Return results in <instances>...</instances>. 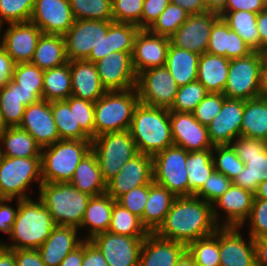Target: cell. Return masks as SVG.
I'll return each mask as SVG.
<instances>
[{
	"label": "cell",
	"instance_id": "39",
	"mask_svg": "<svg viewBox=\"0 0 267 266\" xmlns=\"http://www.w3.org/2000/svg\"><path fill=\"white\" fill-rule=\"evenodd\" d=\"M0 142L5 157H41V146L27 131L19 127H8L0 136Z\"/></svg>",
	"mask_w": 267,
	"mask_h": 266
},
{
	"label": "cell",
	"instance_id": "31",
	"mask_svg": "<svg viewBox=\"0 0 267 266\" xmlns=\"http://www.w3.org/2000/svg\"><path fill=\"white\" fill-rule=\"evenodd\" d=\"M139 27L132 23L114 22L109 23V29L96 48L91 50L86 59L97 62L111 52H133L134 39Z\"/></svg>",
	"mask_w": 267,
	"mask_h": 266
},
{
	"label": "cell",
	"instance_id": "21",
	"mask_svg": "<svg viewBox=\"0 0 267 266\" xmlns=\"http://www.w3.org/2000/svg\"><path fill=\"white\" fill-rule=\"evenodd\" d=\"M1 36L0 46L15 64L30 63L42 31L32 22L10 23Z\"/></svg>",
	"mask_w": 267,
	"mask_h": 266
},
{
	"label": "cell",
	"instance_id": "32",
	"mask_svg": "<svg viewBox=\"0 0 267 266\" xmlns=\"http://www.w3.org/2000/svg\"><path fill=\"white\" fill-rule=\"evenodd\" d=\"M176 198L167 188L154 181L149 184V195L143 212V227L148 233H155L159 229Z\"/></svg>",
	"mask_w": 267,
	"mask_h": 266
},
{
	"label": "cell",
	"instance_id": "24",
	"mask_svg": "<svg viewBox=\"0 0 267 266\" xmlns=\"http://www.w3.org/2000/svg\"><path fill=\"white\" fill-rule=\"evenodd\" d=\"M19 128L27 131L41 148L60 140L51 104L46 100L26 106Z\"/></svg>",
	"mask_w": 267,
	"mask_h": 266
},
{
	"label": "cell",
	"instance_id": "29",
	"mask_svg": "<svg viewBox=\"0 0 267 266\" xmlns=\"http://www.w3.org/2000/svg\"><path fill=\"white\" fill-rule=\"evenodd\" d=\"M252 49L228 24L219 17L213 24L207 46V53L227 59L242 58L252 53Z\"/></svg>",
	"mask_w": 267,
	"mask_h": 266
},
{
	"label": "cell",
	"instance_id": "8",
	"mask_svg": "<svg viewBox=\"0 0 267 266\" xmlns=\"http://www.w3.org/2000/svg\"><path fill=\"white\" fill-rule=\"evenodd\" d=\"M91 141L92 151L97 157L106 183L117 175L126 162L138 154L129 130L104 133Z\"/></svg>",
	"mask_w": 267,
	"mask_h": 266
},
{
	"label": "cell",
	"instance_id": "3",
	"mask_svg": "<svg viewBox=\"0 0 267 266\" xmlns=\"http://www.w3.org/2000/svg\"><path fill=\"white\" fill-rule=\"evenodd\" d=\"M56 226L42 201L19 199L18 211L11 228L12 244L1 243L7 249H38Z\"/></svg>",
	"mask_w": 267,
	"mask_h": 266
},
{
	"label": "cell",
	"instance_id": "47",
	"mask_svg": "<svg viewBox=\"0 0 267 266\" xmlns=\"http://www.w3.org/2000/svg\"><path fill=\"white\" fill-rule=\"evenodd\" d=\"M212 160L215 171L225 175L232 182L245 167V164L238 158L231 145L214 146L212 148Z\"/></svg>",
	"mask_w": 267,
	"mask_h": 266
},
{
	"label": "cell",
	"instance_id": "66",
	"mask_svg": "<svg viewBox=\"0 0 267 266\" xmlns=\"http://www.w3.org/2000/svg\"><path fill=\"white\" fill-rule=\"evenodd\" d=\"M255 247L256 266H267V239L258 237L253 239Z\"/></svg>",
	"mask_w": 267,
	"mask_h": 266
},
{
	"label": "cell",
	"instance_id": "72",
	"mask_svg": "<svg viewBox=\"0 0 267 266\" xmlns=\"http://www.w3.org/2000/svg\"><path fill=\"white\" fill-rule=\"evenodd\" d=\"M254 199H266L267 200V180L259 183L257 191L254 193Z\"/></svg>",
	"mask_w": 267,
	"mask_h": 266
},
{
	"label": "cell",
	"instance_id": "68",
	"mask_svg": "<svg viewBox=\"0 0 267 266\" xmlns=\"http://www.w3.org/2000/svg\"><path fill=\"white\" fill-rule=\"evenodd\" d=\"M0 266H17L14 250L0 247Z\"/></svg>",
	"mask_w": 267,
	"mask_h": 266
},
{
	"label": "cell",
	"instance_id": "12",
	"mask_svg": "<svg viewBox=\"0 0 267 266\" xmlns=\"http://www.w3.org/2000/svg\"><path fill=\"white\" fill-rule=\"evenodd\" d=\"M178 88L166 66L145 70L137 76L139 102L144 105L170 109Z\"/></svg>",
	"mask_w": 267,
	"mask_h": 266
},
{
	"label": "cell",
	"instance_id": "2",
	"mask_svg": "<svg viewBox=\"0 0 267 266\" xmlns=\"http://www.w3.org/2000/svg\"><path fill=\"white\" fill-rule=\"evenodd\" d=\"M129 131L138 153L154 156L173 146L170 111L167 108L151 107L139 102L134 109Z\"/></svg>",
	"mask_w": 267,
	"mask_h": 266
},
{
	"label": "cell",
	"instance_id": "75",
	"mask_svg": "<svg viewBox=\"0 0 267 266\" xmlns=\"http://www.w3.org/2000/svg\"><path fill=\"white\" fill-rule=\"evenodd\" d=\"M264 143H265V149L267 151V137L264 139Z\"/></svg>",
	"mask_w": 267,
	"mask_h": 266
},
{
	"label": "cell",
	"instance_id": "22",
	"mask_svg": "<svg viewBox=\"0 0 267 266\" xmlns=\"http://www.w3.org/2000/svg\"><path fill=\"white\" fill-rule=\"evenodd\" d=\"M74 21L69 0H35L30 22L44 34L64 35Z\"/></svg>",
	"mask_w": 267,
	"mask_h": 266
},
{
	"label": "cell",
	"instance_id": "28",
	"mask_svg": "<svg viewBox=\"0 0 267 266\" xmlns=\"http://www.w3.org/2000/svg\"><path fill=\"white\" fill-rule=\"evenodd\" d=\"M70 63L72 94L95 103L107 90L100 81L95 63L84 60H73Z\"/></svg>",
	"mask_w": 267,
	"mask_h": 266
},
{
	"label": "cell",
	"instance_id": "56",
	"mask_svg": "<svg viewBox=\"0 0 267 266\" xmlns=\"http://www.w3.org/2000/svg\"><path fill=\"white\" fill-rule=\"evenodd\" d=\"M149 195V184L135 187L122 194L116 202L140 218L143 225V212Z\"/></svg>",
	"mask_w": 267,
	"mask_h": 266
},
{
	"label": "cell",
	"instance_id": "27",
	"mask_svg": "<svg viewBox=\"0 0 267 266\" xmlns=\"http://www.w3.org/2000/svg\"><path fill=\"white\" fill-rule=\"evenodd\" d=\"M77 228L56 225L45 242L37 249L46 266H59L62 260L85 239L77 236Z\"/></svg>",
	"mask_w": 267,
	"mask_h": 266
},
{
	"label": "cell",
	"instance_id": "67",
	"mask_svg": "<svg viewBox=\"0 0 267 266\" xmlns=\"http://www.w3.org/2000/svg\"><path fill=\"white\" fill-rule=\"evenodd\" d=\"M84 258V242L75 250L70 252L60 263L59 266H82Z\"/></svg>",
	"mask_w": 267,
	"mask_h": 266
},
{
	"label": "cell",
	"instance_id": "35",
	"mask_svg": "<svg viewBox=\"0 0 267 266\" xmlns=\"http://www.w3.org/2000/svg\"><path fill=\"white\" fill-rule=\"evenodd\" d=\"M115 202L106 193L90 198L80 225L81 229L89 227L85 240H91L97 234L108 231Z\"/></svg>",
	"mask_w": 267,
	"mask_h": 266
},
{
	"label": "cell",
	"instance_id": "70",
	"mask_svg": "<svg viewBox=\"0 0 267 266\" xmlns=\"http://www.w3.org/2000/svg\"><path fill=\"white\" fill-rule=\"evenodd\" d=\"M227 0H205L207 11L220 14L226 7Z\"/></svg>",
	"mask_w": 267,
	"mask_h": 266
},
{
	"label": "cell",
	"instance_id": "48",
	"mask_svg": "<svg viewBox=\"0 0 267 266\" xmlns=\"http://www.w3.org/2000/svg\"><path fill=\"white\" fill-rule=\"evenodd\" d=\"M189 15L183 8L170 2L148 30L157 35L170 37L188 19Z\"/></svg>",
	"mask_w": 267,
	"mask_h": 266
},
{
	"label": "cell",
	"instance_id": "49",
	"mask_svg": "<svg viewBox=\"0 0 267 266\" xmlns=\"http://www.w3.org/2000/svg\"><path fill=\"white\" fill-rule=\"evenodd\" d=\"M44 71L32 63L15 64L11 80L25 91H33L42 100Z\"/></svg>",
	"mask_w": 267,
	"mask_h": 266
},
{
	"label": "cell",
	"instance_id": "61",
	"mask_svg": "<svg viewBox=\"0 0 267 266\" xmlns=\"http://www.w3.org/2000/svg\"><path fill=\"white\" fill-rule=\"evenodd\" d=\"M82 266H108L100 250L90 240L84 241Z\"/></svg>",
	"mask_w": 267,
	"mask_h": 266
},
{
	"label": "cell",
	"instance_id": "45",
	"mask_svg": "<svg viewBox=\"0 0 267 266\" xmlns=\"http://www.w3.org/2000/svg\"><path fill=\"white\" fill-rule=\"evenodd\" d=\"M107 232L123 236H147L149 234L140 218L117 202L114 203Z\"/></svg>",
	"mask_w": 267,
	"mask_h": 266
},
{
	"label": "cell",
	"instance_id": "60",
	"mask_svg": "<svg viewBox=\"0 0 267 266\" xmlns=\"http://www.w3.org/2000/svg\"><path fill=\"white\" fill-rule=\"evenodd\" d=\"M267 8V0H227L223 11H248L259 13Z\"/></svg>",
	"mask_w": 267,
	"mask_h": 266
},
{
	"label": "cell",
	"instance_id": "10",
	"mask_svg": "<svg viewBox=\"0 0 267 266\" xmlns=\"http://www.w3.org/2000/svg\"><path fill=\"white\" fill-rule=\"evenodd\" d=\"M238 158L245 164L233 184L255 193L259 183L267 180V151L262 139L237 137L230 144Z\"/></svg>",
	"mask_w": 267,
	"mask_h": 266
},
{
	"label": "cell",
	"instance_id": "1",
	"mask_svg": "<svg viewBox=\"0 0 267 266\" xmlns=\"http://www.w3.org/2000/svg\"><path fill=\"white\" fill-rule=\"evenodd\" d=\"M219 226L214 221L211 203L192 196L177 197L155 234L165 240L188 245L212 235Z\"/></svg>",
	"mask_w": 267,
	"mask_h": 266
},
{
	"label": "cell",
	"instance_id": "14",
	"mask_svg": "<svg viewBox=\"0 0 267 266\" xmlns=\"http://www.w3.org/2000/svg\"><path fill=\"white\" fill-rule=\"evenodd\" d=\"M145 237L103 232L90 241L100 250L108 266H138Z\"/></svg>",
	"mask_w": 267,
	"mask_h": 266
},
{
	"label": "cell",
	"instance_id": "55",
	"mask_svg": "<svg viewBox=\"0 0 267 266\" xmlns=\"http://www.w3.org/2000/svg\"><path fill=\"white\" fill-rule=\"evenodd\" d=\"M225 99L223 93H208L192 112L195 119L207 127L221 111Z\"/></svg>",
	"mask_w": 267,
	"mask_h": 266
},
{
	"label": "cell",
	"instance_id": "59",
	"mask_svg": "<svg viewBox=\"0 0 267 266\" xmlns=\"http://www.w3.org/2000/svg\"><path fill=\"white\" fill-rule=\"evenodd\" d=\"M12 199H0V231L8 234H11V228L14 224L16 213L18 211L19 199L17 201V207L14 209L11 205ZM6 203V204H5Z\"/></svg>",
	"mask_w": 267,
	"mask_h": 266
},
{
	"label": "cell",
	"instance_id": "40",
	"mask_svg": "<svg viewBox=\"0 0 267 266\" xmlns=\"http://www.w3.org/2000/svg\"><path fill=\"white\" fill-rule=\"evenodd\" d=\"M72 94L69 61L44 71L42 100L48 102L68 99Z\"/></svg>",
	"mask_w": 267,
	"mask_h": 266
},
{
	"label": "cell",
	"instance_id": "62",
	"mask_svg": "<svg viewBox=\"0 0 267 266\" xmlns=\"http://www.w3.org/2000/svg\"><path fill=\"white\" fill-rule=\"evenodd\" d=\"M17 266H46L37 249L14 250Z\"/></svg>",
	"mask_w": 267,
	"mask_h": 266
},
{
	"label": "cell",
	"instance_id": "30",
	"mask_svg": "<svg viewBox=\"0 0 267 266\" xmlns=\"http://www.w3.org/2000/svg\"><path fill=\"white\" fill-rule=\"evenodd\" d=\"M41 99L33 91H25L11 79L0 88V112L8 127H19L26 106Z\"/></svg>",
	"mask_w": 267,
	"mask_h": 266
},
{
	"label": "cell",
	"instance_id": "4",
	"mask_svg": "<svg viewBox=\"0 0 267 266\" xmlns=\"http://www.w3.org/2000/svg\"><path fill=\"white\" fill-rule=\"evenodd\" d=\"M38 198L56 225L79 229L91 196L77 190L70 182H43Z\"/></svg>",
	"mask_w": 267,
	"mask_h": 266
},
{
	"label": "cell",
	"instance_id": "37",
	"mask_svg": "<svg viewBox=\"0 0 267 266\" xmlns=\"http://www.w3.org/2000/svg\"><path fill=\"white\" fill-rule=\"evenodd\" d=\"M199 57L195 52L180 49L170 43L165 66L178 86L197 80Z\"/></svg>",
	"mask_w": 267,
	"mask_h": 266
},
{
	"label": "cell",
	"instance_id": "73",
	"mask_svg": "<svg viewBox=\"0 0 267 266\" xmlns=\"http://www.w3.org/2000/svg\"><path fill=\"white\" fill-rule=\"evenodd\" d=\"M8 129V126L5 124L3 115L0 112V136Z\"/></svg>",
	"mask_w": 267,
	"mask_h": 266
},
{
	"label": "cell",
	"instance_id": "64",
	"mask_svg": "<svg viewBox=\"0 0 267 266\" xmlns=\"http://www.w3.org/2000/svg\"><path fill=\"white\" fill-rule=\"evenodd\" d=\"M170 2L180 6L190 15L208 12L205 0H170Z\"/></svg>",
	"mask_w": 267,
	"mask_h": 266
},
{
	"label": "cell",
	"instance_id": "16",
	"mask_svg": "<svg viewBox=\"0 0 267 266\" xmlns=\"http://www.w3.org/2000/svg\"><path fill=\"white\" fill-rule=\"evenodd\" d=\"M100 81L107 91L135 88L137 74L132 63V52H111L95 62Z\"/></svg>",
	"mask_w": 267,
	"mask_h": 266
},
{
	"label": "cell",
	"instance_id": "65",
	"mask_svg": "<svg viewBox=\"0 0 267 266\" xmlns=\"http://www.w3.org/2000/svg\"><path fill=\"white\" fill-rule=\"evenodd\" d=\"M256 25L260 38V52L267 54V8L257 14Z\"/></svg>",
	"mask_w": 267,
	"mask_h": 266
},
{
	"label": "cell",
	"instance_id": "54",
	"mask_svg": "<svg viewBox=\"0 0 267 266\" xmlns=\"http://www.w3.org/2000/svg\"><path fill=\"white\" fill-rule=\"evenodd\" d=\"M232 183L233 182L225 175L214 170L195 196L213 204L226 190L230 188Z\"/></svg>",
	"mask_w": 267,
	"mask_h": 266
},
{
	"label": "cell",
	"instance_id": "52",
	"mask_svg": "<svg viewBox=\"0 0 267 266\" xmlns=\"http://www.w3.org/2000/svg\"><path fill=\"white\" fill-rule=\"evenodd\" d=\"M144 0H112L114 22L132 23L141 29Z\"/></svg>",
	"mask_w": 267,
	"mask_h": 266
},
{
	"label": "cell",
	"instance_id": "17",
	"mask_svg": "<svg viewBox=\"0 0 267 266\" xmlns=\"http://www.w3.org/2000/svg\"><path fill=\"white\" fill-rule=\"evenodd\" d=\"M152 181V156L138 153L121 167L115 177L106 183V194L116 200L135 187L150 184Z\"/></svg>",
	"mask_w": 267,
	"mask_h": 266
},
{
	"label": "cell",
	"instance_id": "69",
	"mask_svg": "<svg viewBox=\"0 0 267 266\" xmlns=\"http://www.w3.org/2000/svg\"><path fill=\"white\" fill-rule=\"evenodd\" d=\"M260 98L267 99V54L261 71Z\"/></svg>",
	"mask_w": 267,
	"mask_h": 266
},
{
	"label": "cell",
	"instance_id": "43",
	"mask_svg": "<svg viewBox=\"0 0 267 266\" xmlns=\"http://www.w3.org/2000/svg\"><path fill=\"white\" fill-rule=\"evenodd\" d=\"M60 140H91L75 121L74 107L66 100L50 102Z\"/></svg>",
	"mask_w": 267,
	"mask_h": 266
},
{
	"label": "cell",
	"instance_id": "13",
	"mask_svg": "<svg viewBox=\"0 0 267 266\" xmlns=\"http://www.w3.org/2000/svg\"><path fill=\"white\" fill-rule=\"evenodd\" d=\"M111 21L75 20L72 27L63 35L68 61L87 59L105 37Z\"/></svg>",
	"mask_w": 267,
	"mask_h": 266
},
{
	"label": "cell",
	"instance_id": "34",
	"mask_svg": "<svg viewBox=\"0 0 267 266\" xmlns=\"http://www.w3.org/2000/svg\"><path fill=\"white\" fill-rule=\"evenodd\" d=\"M70 183L79 191L91 197L106 193L104 181L98 160L91 150L77 165Z\"/></svg>",
	"mask_w": 267,
	"mask_h": 266
},
{
	"label": "cell",
	"instance_id": "50",
	"mask_svg": "<svg viewBox=\"0 0 267 266\" xmlns=\"http://www.w3.org/2000/svg\"><path fill=\"white\" fill-rule=\"evenodd\" d=\"M207 94L206 88L198 80L179 86L169 111L192 113Z\"/></svg>",
	"mask_w": 267,
	"mask_h": 266
},
{
	"label": "cell",
	"instance_id": "41",
	"mask_svg": "<svg viewBox=\"0 0 267 266\" xmlns=\"http://www.w3.org/2000/svg\"><path fill=\"white\" fill-rule=\"evenodd\" d=\"M220 17L235 31L252 51L260 52V38L257 29V13L240 11H222Z\"/></svg>",
	"mask_w": 267,
	"mask_h": 266
},
{
	"label": "cell",
	"instance_id": "58",
	"mask_svg": "<svg viewBox=\"0 0 267 266\" xmlns=\"http://www.w3.org/2000/svg\"><path fill=\"white\" fill-rule=\"evenodd\" d=\"M169 3L170 0H144L141 29H149Z\"/></svg>",
	"mask_w": 267,
	"mask_h": 266
},
{
	"label": "cell",
	"instance_id": "51",
	"mask_svg": "<svg viewBox=\"0 0 267 266\" xmlns=\"http://www.w3.org/2000/svg\"><path fill=\"white\" fill-rule=\"evenodd\" d=\"M35 0H0V28L4 23L29 22Z\"/></svg>",
	"mask_w": 267,
	"mask_h": 266
},
{
	"label": "cell",
	"instance_id": "6",
	"mask_svg": "<svg viewBox=\"0 0 267 266\" xmlns=\"http://www.w3.org/2000/svg\"><path fill=\"white\" fill-rule=\"evenodd\" d=\"M91 150V140H59L43 147L42 182H70L77 165Z\"/></svg>",
	"mask_w": 267,
	"mask_h": 266
},
{
	"label": "cell",
	"instance_id": "25",
	"mask_svg": "<svg viewBox=\"0 0 267 266\" xmlns=\"http://www.w3.org/2000/svg\"><path fill=\"white\" fill-rule=\"evenodd\" d=\"M245 100L226 98L221 111L207 126L213 146L230 145L240 137Z\"/></svg>",
	"mask_w": 267,
	"mask_h": 266
},
{
	"label": "cell",
	"instance_id": "15",
	"mask_svg": "<svg viewBox=\"0 0 267 266\" xmlns=\"http://www.w3.org/2000/svg\"><path fill=\"white\" fill-rule=\"evenodd\" d=\"M220 17L215 12L189 15L188 19L171 35L170 43L180 49L199 55L207 52L211 28Z\"/></svg>",
	"mask_w": 267,
	"mask_h": 266
},
{
	"label": "cell",
	"instance_id": "36",
	"mask_svg": "<svg viewBox=\"0 0 267 266\" xmlns=\"http://www.w3.org/2000/svg\"><path fill=\"white\" fill-rule=\"evenodd\" d=\"M67 62L64 36L42 33L30 63L45 71Z\"/></svg>",
	"mask_w": 267,
	"mask_h": 266
},
{
	"label": "cell",
	"instance_id": "63",
	"mask_svg": "<svg viewBox=\"0 0 267 266\" xmlns=\"http://www.w3.org/2000/svg\"><path fill=\"white\" fill-rule=\"evenodd\" d=\"M15 62L0 46V88L12 78Z\"/></svg>",
	"mask_w": 267,
	"mask_h": 266
},
{
	"label": "cell",
	"instance_id": "9",
	"mask_svg": "<svg viewBox=\"0 0 267 266\" xmlns=\"http://www.w3.org/2000/svg\"><path fill=\"white\" fill-rule=\"evenodd\" d=\"M266 54L253 51L246 57L231 59L223 94L229 99L249 100L259 96L261 71Z\"/></svg>",
	"mask_w": 267,
	"mask_h": 266
},
{
	"label": "cell",
	"instance_id": "46",
	"mask_svg": "<svg viewBox=\"0 0 267 266\" xmlns=\"http://www.w3.org/2000/svg\"><path fill=\"white\" fill-rule=\"evenodd\" d=\"M75 20L113 21L112 0H69Z\"/></svg>",
	"mask_w": 267,
	"mask_h": 266
},
{
	"label": "cell",
	"instance_id": "18",
	"mask_svg": "<svg viewBox=\"0 0 267 266\" xmlns=\"http://www.w3.org/2000/svg\"><path fill=\"white\" fill-rule=\"evenodd\" d=\"M170 47V38L139 29L132 52V63L137 76L148 69L164 67Z\"/></svg>",
	"mask_w": 267,
	"mask_h": 266
},
{
	"label": "cell",
	"instance_id": "5",
	"mask_svg": "<svg viewBox=\"0 0 267 266\" xmlns=\"http://www.w3.org/2000/svg\"><path fill=\"white\" fill-rule=\"evenodd\" d=\"M138 104L136 87L107 91L94 103V138L108 132L129 130Z\"/></svg>",
	"mask_w": 267,
	"mask_h": 266
},
{
	"label": "cell",
	"instance_id": "20",
	"mask_svg": "<svg viewBox=\"0 0 267 266\" xmlns=\"http://www.w3.org/2000/svg\"><path fill=\"white\" fill-rule=\"evenodd\" d=\"M173 145L186 151L212 149L208 129L197 121L191 112L170 111Z\"/></svg>",
	"mask_w": 267,
	"mask_h": 266
},
{
	"label": "cell",
	"instance_id": "44",
	"mask_svg": "<svg viewBox=\"0 0 267 266\" xmlns=\"http://www.w3.org/2000/svg\"><path fill=\"white\" fill-rule=\"evenodd\" d=\"M187 252L197 266H220L219 228L212 235L190 242Z\"/></svg>",
	"mask_w": 267,
	"mask_h": 266
},
{
	"label": "cell",
	"instance_id": "42",
	"mask_svg": "<svg viewBox=\"0 0 267 266\" xmlns=\"http://www.w3.org/2000/svg\"><path fill=\"white\" fill-rule=\"evenodd\" d=\"M188 173V196L195 195L215 170L212 160V149L189 151L186 159Z\"/></svg>",
	"mask_w": 267,
	"mask_h": 266
},
{
	"label": "cell",
	"instance_id": "23",
	"mask_svg": "<svg viewBox=\"0 0 267 266\" xmlns=\"http://www.w3.org/2000/svg\"><path fill=\"white\" fill-rule=\"evenodd\" d=\"M240 227H219L220 266H256L253 238L247 241Z\"/></svg>",
	"mask_w": 267,
	"mask_h": 266
},
{
	"label": "cell",
	"instance_id": "71",
	"mask_svg": "<svg viewBox=\"0 0 267 266\" xmlns=\"http://www.w3.org/2000/svg\"><path fill=\"white\" fill-rule=\"evenodd\" d=\"M174 266H197L192 256L186 251Z\"/></svg>",
	"mask_w": 267,
	"mask_h": 266
},
{
	"label": "cell",
	"instance_id": "76",
	"mask_svg": "<svg viewBox=\"0 0 267 266\" xmlns=\"http://www.w3.org/2000/svg\"><path fill=\"white\" fill-rule=\"evenodd\" d=\"M263 238H266V239H267V232H266V234L263 236Z\"/></svg>",
	"mask_w": 267,
	"mask_h": 266
},
{
	"label": "cell",
	"instance_id": "19",
	"mask_svg": "<svg viewBox=\"0 0 267 266\" xmlns=\"http://www.w3.org/2000/svg\"><path fill=\"white\" fill-rule=\"evenodd\" d=\"M255 195L232 183L213 204L214 221L219 227H240L242 228L250 216ZM217 207L225 212V219L221 220ZM220 222V223H219Z\"/></svg>",
	"mask_w": 267,
	"mask_h": 266
},
{
	"label": "cell",
	"instance_id": "53",
	"mask_svg": "<svg viewBox=\"0 0 267 266\" xmlns=\"http://www.w3.org/2000/svg\"><path fill=\"white\" fill-rule=\"evenodd\" d=\"M66 101L74 107L75 121L80 129L92 140L94 139V103L71 95Z\"/></svg>",
	"mask_w": 267,
	"mask_h": 266
},
{
	"label": "cell",
	"instance_id": "11",
	"mask_svg": "<svg viewBox=\"0 0 267 266\" xmlns=\"http://www.w3.org/2000/svg\"><path fill=\"white\" fill-rule=\"evenodd\" d=\"M187 156L188 151L174 145L152 156L153 181L176 197L188 196Z\"/></svg>",
	"mask_w": 267,
	"mask_h": 266
},
{
	"label": "cell",
	"instance_id": "57",
	"mask_svg": "<svg viewBox=\"0 0 267 266\" xmlns=\"http://www.w3.org/2000/svg\"><path fill=\"white\" fill-rule=\"evenodd\" d=\"M249 236L253 239L263 237L267 232V200L254 199L250 216Z\"/></svg>",
	"mask_w": 267,
	"mask_h": 266
},
{
	"label": "cell",
	"instance_id": "38",
	"mask_svg": "<svg viewBox=\"0 0 267 266\" xmlns=\"http://www.w3.org/2000/svg\"><path fill=\"white\" fill-rule=\"evenodd\" d=\"M240 136L262 140L267 137V99L245 101Z\"/></svg>",
	"mask_w": 267,
	"mask_h": 266
},
{
	"label": "cell",
	"instance_id": "7",
	"mask_svg": "<svg viewBox=\"0 0 267 266\" xmlns=\"http://www.w3.org/2000/svg\"><path fill=\"white\" fill-rule=\"evenodd\" d=\"M33 181L42 182L41 157H2L0 161V199H27ZM27 192V193H26Z\"/></svg>",
	"mask_w": 267,
	"mask_h": 266
},
{
	"label": "cell",
	"instance_id": "33",
	"mask_svg": "<svg viewBox=\"0 0 267 266\" xmlns=\"http://www.w3.org/2000/svg\"><path fill=\"white\" fill-rule=\"evenodd\" d=\"M230 60L205 52L198 60L197 80L208 93H223L229 72Z\"/></svg>",
	"mask_w": 267,
	"mask_h": 266
},
{
	"label": "cell",
	"instance_id": "26",
	"mask_svg": "<svg viewBox=\"0 0 267 266\" xmlns=\"http://www.w3.org/2000/svg\"><path fill=\"white\" fill-rule=\"evenodd\" d=\"M187 251V245L149 233L143 240L138 266H174Z\"/></svg>",
	"mask_w": 267,
	"mask_h": 266
},
{
	"label": "cell",
	"instance_id": "74",
	"mask_svg": "<svg viewBox=\"0 0 267 266\" xmlns=\"http://www.w3.org/2000/svg\"><path fill=\"white\" fill-rule=\"evenodd\" d=\"M2 157H3V152H2L1 142H0V161L2 160Z\"/></svg>",
	"mask_w": 267,
	"mask_h": 266
}]
</instances>
